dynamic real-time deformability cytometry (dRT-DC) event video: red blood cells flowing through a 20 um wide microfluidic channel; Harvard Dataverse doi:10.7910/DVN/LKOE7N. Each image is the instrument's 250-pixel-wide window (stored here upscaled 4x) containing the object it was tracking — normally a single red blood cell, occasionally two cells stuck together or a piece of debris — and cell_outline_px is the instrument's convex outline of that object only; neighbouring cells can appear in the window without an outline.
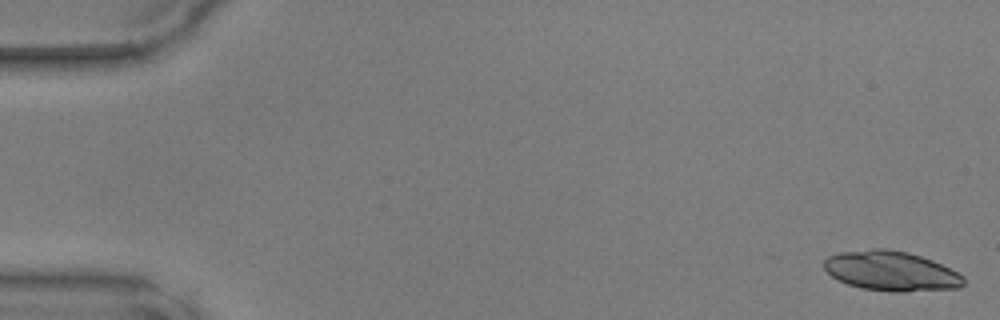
{"species": "common noctule bat (a hibernating species)", "species_latin": "Nyctalus noctula", "temperature_condition": "warm", "stored_images_in_passage": 37, "camera_frame_rate_fps": 3000, "um_per_image_px": 0.085, "animal": {"sex": "male", "body_mass_g": 17.9, "forearm_length_mm": 54.2}, "frame": {"image": 1, "passage_image": 1, "time_ms": 0.0, "image_size_px": [1000, 320], "cell_outline_px": [[964, 284], [960, 288], [908, 292], [896, 292], [860, 288], [848, 284], [832, 276], [824, 268], [824, 260], [828, 256], [840, 252], [872, 248], [888, 248], [908, 252], [932, 260], [964, 276]], "centroid_in_image_um": [75.75, 23.04], "position_along_channel_um": 9.3, "area_um2": 32.43}}